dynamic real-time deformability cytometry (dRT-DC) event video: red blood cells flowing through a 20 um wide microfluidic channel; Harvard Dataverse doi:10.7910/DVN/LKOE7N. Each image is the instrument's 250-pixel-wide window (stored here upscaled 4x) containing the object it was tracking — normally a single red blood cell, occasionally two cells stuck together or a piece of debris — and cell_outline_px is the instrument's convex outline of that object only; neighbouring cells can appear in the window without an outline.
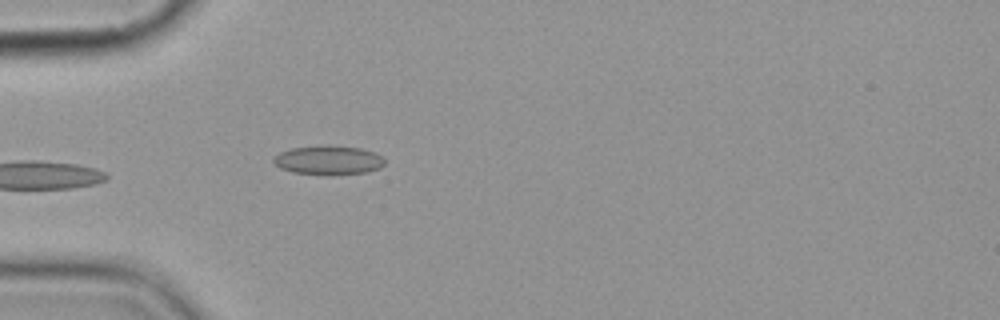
{"species": "common noctule bat (a hibernating species)", "species_latin": "Nyctalus noctula", "temperature_condition": "cold", "stored_images_in_passage": 5, "camera_frame_rate_fps": 3000, "um_per_image_px": 0.085, "animal": {"sex": "female", "body_mass_g": 19.9}, "frame": {"image": 1, "passage_image": 5, "time_ms": 5.667, "image_size_px": [1000, 320], "cell_outline_px": [[384, 164], [380, 168], [368, 172], [292, 172], [280, 168], [272, 160], [272, 156], [280, 152], [292, 148], [328, 144], [360, 148], [376, 152], [384, 156]], "centroid_in_image_um": [27.93, 13.55], "position_along_channel_um": 57.1, "area_um2": 18.32}}